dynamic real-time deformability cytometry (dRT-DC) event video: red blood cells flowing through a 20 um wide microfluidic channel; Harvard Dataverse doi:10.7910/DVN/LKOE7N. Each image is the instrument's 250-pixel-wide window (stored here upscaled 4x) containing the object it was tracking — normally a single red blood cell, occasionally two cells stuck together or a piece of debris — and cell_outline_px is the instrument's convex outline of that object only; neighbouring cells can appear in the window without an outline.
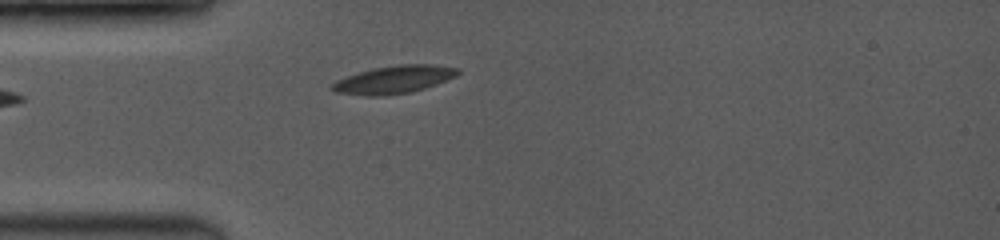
{"species": "common noctule bat (a hibernating species)", "species_latin": "Nyctalus noctula", "temperature_condition": "room temperature", "stored_images_in_passage": 4, "camera_frame_rate_fps": 3500, "um_per_image_px": 0.085, "animal": {"sex": "female", "body_mass_g": 19.0, "forearm_length_mm": 53.3}, "frame": {"image": 1, "passage_image": 3, "time_ms": 2.0, "image_size_px": [1000, 240], "cell_outline_px": [[460, 72], [456, 76], [436, 84], [412, 92], [384, 96], [364, 96], [336, 92], [328, 88], [336, 80], [360, 72], [376, 68], [404, 64], [428, 64], [460, 68]], "centroid_in_image_um": [33.48, 6.78], "position_along_channel_um": 51.5, "area_um2": 20.23}}